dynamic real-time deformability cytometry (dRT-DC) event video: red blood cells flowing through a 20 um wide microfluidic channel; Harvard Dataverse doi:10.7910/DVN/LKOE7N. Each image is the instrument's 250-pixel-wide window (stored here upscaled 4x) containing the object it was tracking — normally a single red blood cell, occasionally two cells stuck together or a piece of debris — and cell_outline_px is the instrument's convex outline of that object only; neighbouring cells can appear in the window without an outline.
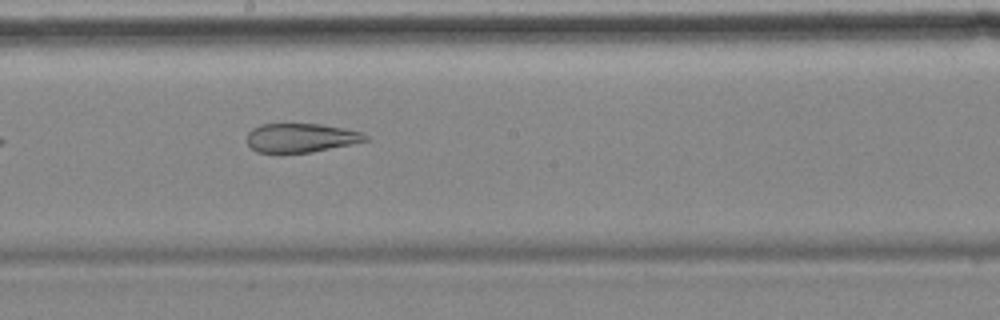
{"species": "common noctule bat (a hibernating species)", "species_latin": "Nyctalus noctula", "temperature_condition": "cold", "stored_images_in_passage": 13, "camera_frame_rate_fps": 3000, "um_per_image_px": 0.085, "animal": {"sex": "female", "body_mass_g": 18.4}, "frame": {"image": 1, "passage_image": 6, "time_ms": 5.667, "image_size_px": [1000, 320], "cell_outline_px": [[368, 140], [312, 152], [276, 156], [256, 152], [248, 144], [248, 132], [252, 128], [260, 124], [320, 124], [344, 128], [360, 132], [368, 136]], "centroid_in_image_um": [25.49, 11.75], "position_along_channel_um": 222.7, "area_um2": 20.52}}
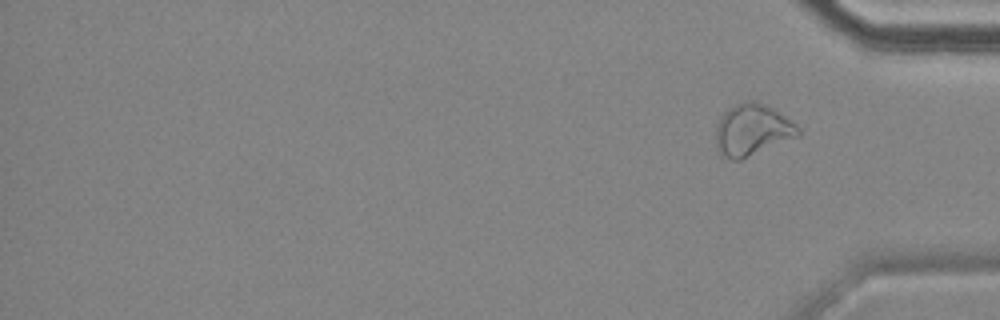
{"frame": {"image": 2, "passage_image": 13, "time_ms": 15.333, "image_size_px": [1000, 320], "cell_outline_px": [[800, 136], [740, 160], [732, 160], [720, 156], [716, 144], [716, 124], [720, 116], [728, 108], [744, 100], [756, 100], [780, 112], [796, 124], [800, 128]], "centroid_in_image_um": [63.93, 11.04], "position_along_channel_um": 371.3, "area_um2": 25.14}, "authors_computed_cell_mechanics": {"area_um2": 23.8714, "velocity_mm_per_s": 3.5258, "shape_relaxation_time_tau1_ms": null, "shape_relaxation_time_tau2_ms": 2.1185, "deformation_change_tau1": null, "deformation_change_tau2": 0.082}}